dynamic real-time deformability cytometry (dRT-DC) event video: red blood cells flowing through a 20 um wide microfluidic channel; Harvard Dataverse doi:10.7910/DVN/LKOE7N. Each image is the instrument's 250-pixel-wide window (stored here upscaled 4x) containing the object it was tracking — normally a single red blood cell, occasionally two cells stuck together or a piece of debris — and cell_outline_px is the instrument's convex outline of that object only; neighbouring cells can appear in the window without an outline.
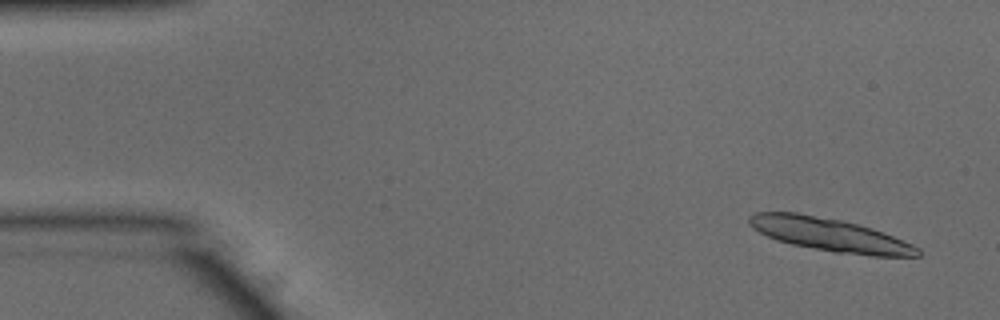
{"species": "common noctule bat (a hibernating species)", "species_latin": "Nyctalus noctula", "temperature_condition": "warm", "stored_images_in_passage": 14, "camera_frame_rate_fps": 3000, "um_per_image_px": 0.085, "animal": {"sex": "male", "body_mass_g": 15.6}, "frame": {"image": 1, "passage_image": 3, "time_ms": 0.667, "image_size_px": [1000, 320], "cell_outline_px": [[920, 256], [872, 256], [836, 252], [792, 244], [776, 240], [752, 228], [748, 224], [748, 216], [756, 212], [796, 212], [840, 220], [872, 228], [884, 232], [912, 244], [920, 248]], "centroid_in_image_um": [70.52, 19.94], "position_along_channel_um": 14.5, "area_um2": 32.37}}